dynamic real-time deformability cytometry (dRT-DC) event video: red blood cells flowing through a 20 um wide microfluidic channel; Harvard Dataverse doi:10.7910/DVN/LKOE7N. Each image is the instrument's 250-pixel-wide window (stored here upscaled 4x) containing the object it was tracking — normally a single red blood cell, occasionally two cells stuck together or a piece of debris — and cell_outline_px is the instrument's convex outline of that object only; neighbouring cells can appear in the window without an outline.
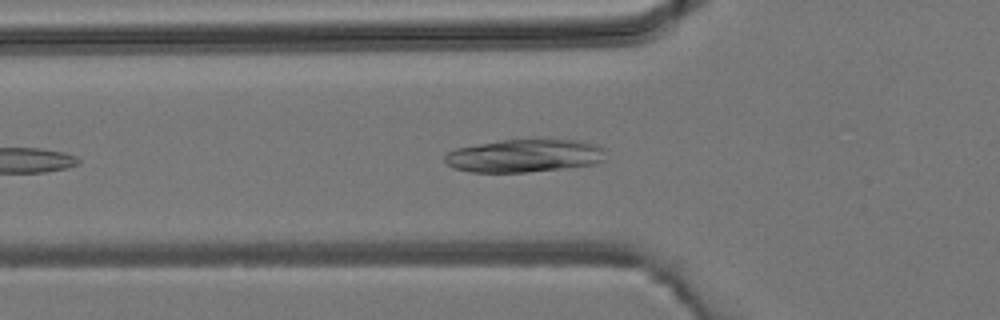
{"species": "common noctule bat (a hibernating species)", "species_latin": "Nyctalus noctula", "temperature_condition": "room temperature", "stored_images_in_passage": 25, "segment_of_instrument_passage": [1, 2], "camera_frame_rate_fps": 3000, "um_per_image_px": 0.085, "animal": {"sex": "male", "body_mass_g": 19.2, "forearm_length_mm": 51.8}, "frame": {"image": 1, "passage_image": 4, "time_ms": 1.0, "image_size_px": [1000, 320], "cell_outline_px": [[604, 160], [596, 164], [564, 168], [528, 172], [468, 172], [452, 168], [444, 160], [444, 156], [448, 152], [456, 148], [500, 140], [580, 140], [596, 144], [604, 148]], "centroid_in_image_um": [44.57, 13.24], "position_along_channel_um": 81.2, "area_um2": 30.98}}
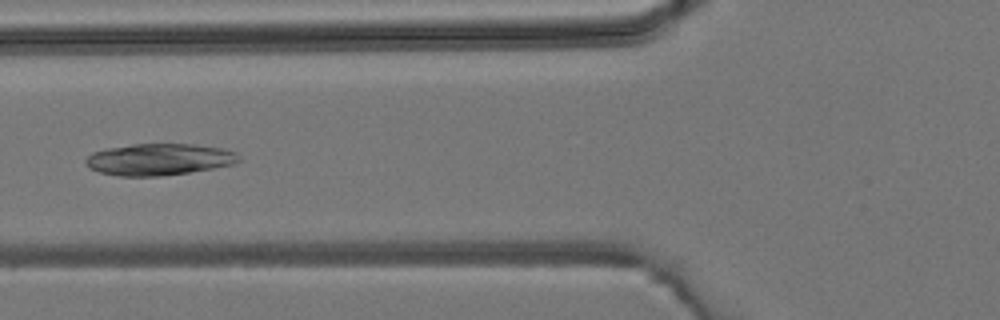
{"frame": {"image": 2, "passage_image": 6, "time_ms": 1.667, "image_size_px": [1000, 320], "cell_outline_px": [[240, 160], [232, 164], [212, 168], [188, 172], [160, 176], [120, 176], [100, 172], [88, 168], [84, 164], [84, 160], [92, 152], [108, 148], [132, 144], [192, 144], [220, 148], [236, 152]], "centroid_in_image_um": [13.46, 13.55], "position_along_channel_um": 112.3, "area_um2": 28.09}}
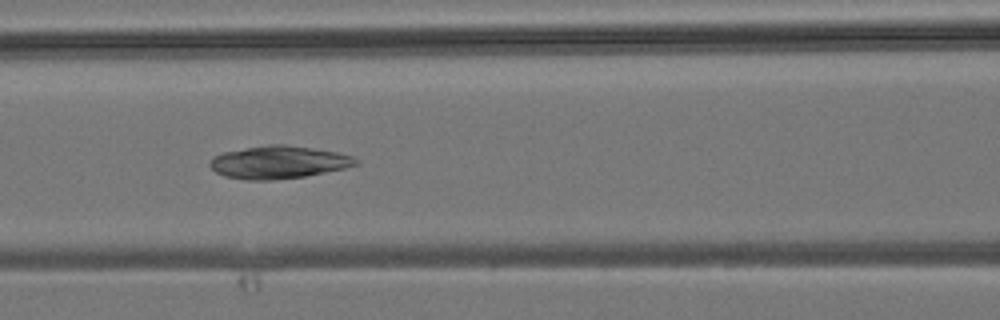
{"frame": {"image": 3, "passage_image": 8, "time_ms": 2.333, "image_size_px": [1000, 320], "cell_outline_px": [[360, 164], [344, 168], [304, 176], [272, 180], [248, 180], [224, 176], [216, 172], [208, 164], [212, 156], [224, 152], [268, 144], [284, 144], [312, 148], [336, 152], [352, 156], [360, 160]], "centroid_in_image_um": [23.67, 13.79], "position_along_channel_um": 142.9, "area_um2": 27.74}}